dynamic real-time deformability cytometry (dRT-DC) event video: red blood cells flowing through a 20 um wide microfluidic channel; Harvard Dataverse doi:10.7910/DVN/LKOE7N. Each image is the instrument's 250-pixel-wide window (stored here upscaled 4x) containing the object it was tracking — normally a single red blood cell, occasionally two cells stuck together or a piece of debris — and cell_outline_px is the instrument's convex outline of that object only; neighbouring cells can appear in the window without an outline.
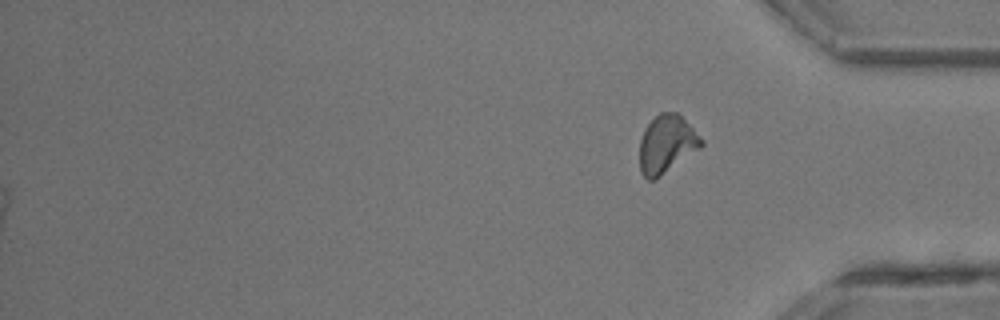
{"species": "common noctule bat (a hibernating species)", "species_latin": "Nyctalus noctula", "temperature_condition": "room temperature", "stored_images_in_passage": 28, "segment_of_instrument_passage": [2, 2], "camera_frame_rate_fps": 3000, "um_per_image_px": 0.085, "animal": {"sex": "male", "body_mass_g": 13.3}, "frame": {"image": 1, "passage_image": 28, "time_ms": 9.0, "image_size_px": [1000, 320], "cell_outline_px": [[704, 144], [700, 148], [660, 176], [652, 180], [648, 180], [640, 172], [640, 140], [644, 128], [660, 112], [676, 112], [704, 140]], "centroid_in_image_um": [56.65, 12.25], "position_along_channel_um": 378.6, "area_um2": 20.52}}